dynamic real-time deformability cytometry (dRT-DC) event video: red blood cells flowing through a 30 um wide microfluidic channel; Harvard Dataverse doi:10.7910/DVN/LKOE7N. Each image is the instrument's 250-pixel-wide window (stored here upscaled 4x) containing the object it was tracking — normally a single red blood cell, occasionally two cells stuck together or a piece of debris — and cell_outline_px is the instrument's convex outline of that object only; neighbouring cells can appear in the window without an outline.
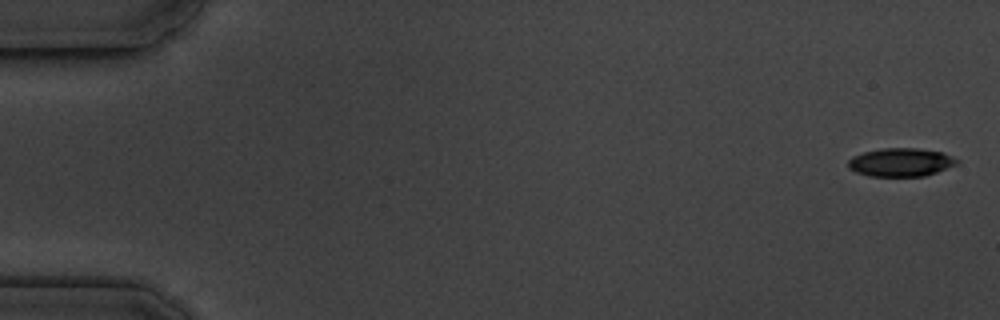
{"species": "common noctule bat (a hibernating species)", "species_latin": "Nyctalus noctula", "temperature_condition": "cold", "stored_images_in_passage": 6, "camera_frame_rate_fps": 3000, "um_per_image_px": 0.085, "animal": {"sex": "male", "body_mass_g": 19.5, "forearm_length_mm": 54.6}, "frame": {"image": 1, "passage_image": 1, "time_ms": 0.0, "image_size_px": [1000, 320], "cell_outline_px": [[960, 160], [956, 164], [936, 172], [924, 176], [868, 176], [856, 172], [848, 168], [848, 160], [852, 156], [864, 152], [880, 148], [920, 148], [940, 152], [952, 156]], "centroid_in_image_um": [76.54, 13.79], "position_along_channel_um": 8.5, "area_um2": 17.98}}